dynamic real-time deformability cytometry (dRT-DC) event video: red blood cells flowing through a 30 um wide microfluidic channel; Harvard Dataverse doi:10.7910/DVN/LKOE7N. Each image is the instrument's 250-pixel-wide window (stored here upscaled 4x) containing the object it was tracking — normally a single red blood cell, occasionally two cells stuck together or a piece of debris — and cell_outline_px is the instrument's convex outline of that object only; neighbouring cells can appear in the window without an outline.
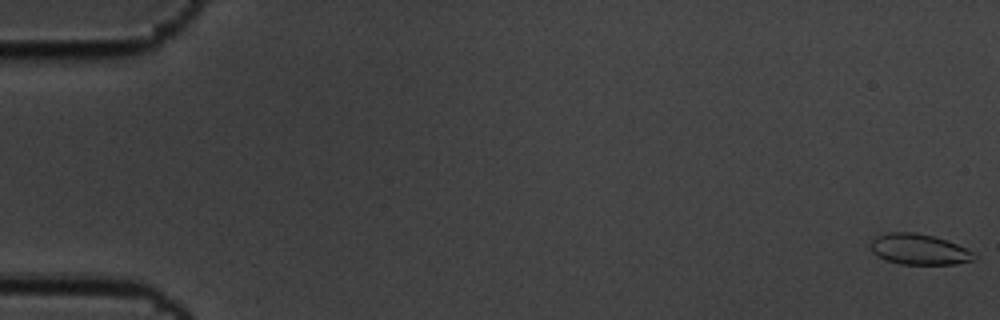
{"species": "common noctule bat (a hibernating species)", "species_latin": "Nyctalus noctula", "temperature_condition": "cold", "stored_images_in_passage": 59, "camera_frame_rate_fps": 3000, "um_per_image_px": 0.085, "animal": {"sex": "male", "body_mass_g": 19.5, "forearm_length_mm": 54.6}, "frame": {"image": 1, "passage_image": 1, "time_ms": 0.0, "image_size_px": [1000, 320], "cell_outline_px": [[980, 256], [976, 260], [956, 264], [900, 264], [884, 260], [876, 256], [868, 248], [868, 244], [872, 236], [888, 232], [916, 232], [948, 240]], "centroid_in_image_um": [78.05, 21.19], "position_along_channel_um": 6.9, "area_um2": 19.07}}
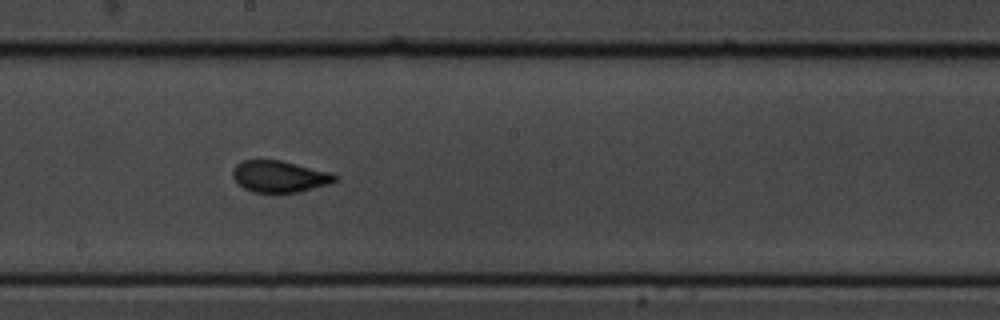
{"frame": {"image": 2, "passage_image": 33, "time_ms": 10.667, "image_size_px": [1000, 320], "cell_outline_px": [[340, 176], [336, 180], [328, 184], [300, 192], [252, 192], [244, 188], [232, 176], [232, 172], [236, 164], [244, 160], [280, 160], [328, 172]], "centroid_in_image_um": [23.75, 15.0], "position_along_channel_um": 224.4, "area_um2": 18.55}}
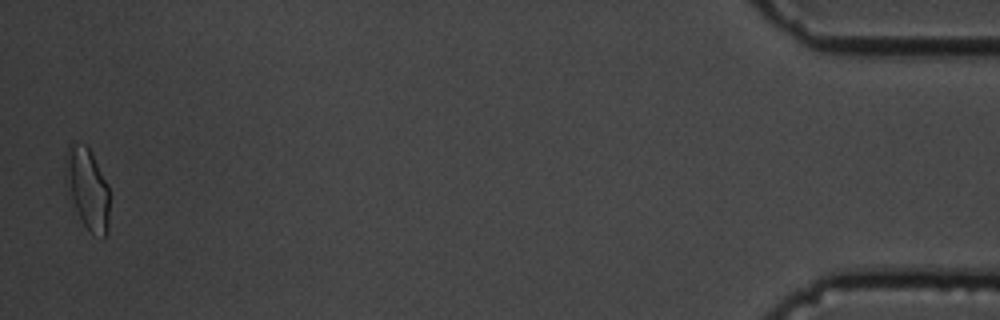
{"frame": {"image": 3, "passage_image": 58, "time_ms": 19.0, "image_size_px": [1000, 320], "cell_outline_px": [[108, 232], [104, 236], [92, 232], [84, 224], [76, 208], [64, 176], [64, 156], [68, 144], [72, 140], [84, 144], [88, 148], [108, 184]], "centroid_in_image_um": [7.4, 15.92], "position_along_channel_um": 427.8, "area_um2": 20.4}, "authors_computed_cell_mechanics": {"area_um2": 18.9584, "velocity_mm_per_s": 3.4627, "shape_relaxation_time_tau1_ms": 4.6982, "shape_relaxation_time_tau2_ms": 0.8672, "deformation_change_tau1": 0.1622, "deformation_change_tau2": 0.0653}}